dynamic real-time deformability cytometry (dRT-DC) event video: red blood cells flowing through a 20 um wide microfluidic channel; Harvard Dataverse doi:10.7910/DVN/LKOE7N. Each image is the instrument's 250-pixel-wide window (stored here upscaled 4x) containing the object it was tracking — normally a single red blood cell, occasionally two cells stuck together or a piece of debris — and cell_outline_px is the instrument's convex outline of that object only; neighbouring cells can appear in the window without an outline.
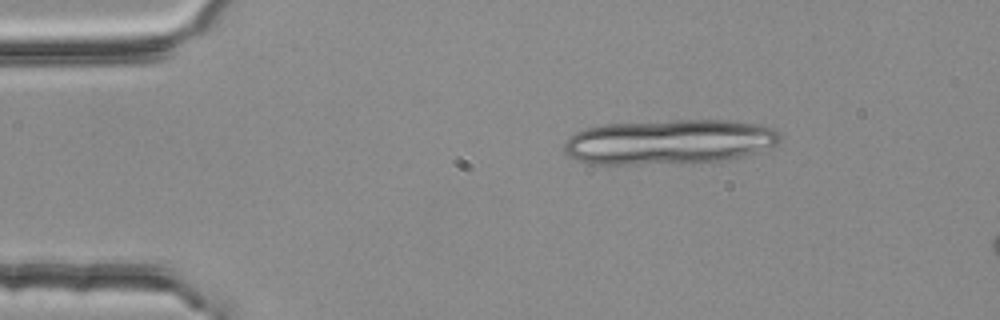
{"species": "common noctule bat (a hibernating species)", "species_latin": "Nyctalus noctula", "temperature_condition": "room temperature", "stored_images_in_passage": 2, "camera_frame_rate_fps": 3000, "um_per_image_px": 0.085, "animal": {"sex": "female", "body_mass_g": 25.1}, "frame": {"image": 1, "passage_image": 1, "time_ms": 0.0, "image_size_px": [1000, 320], "cell_outline_px": [[780, 140], [776, 144], [756, 152], [728, 160], [692, 164], [592, 164], [576, 160], [568, 156], [564, 152], [564, 144], [576, 132], [588, 128], [604, 124], [676, 120], [724, 120], [760, 124], [772, 128], [780, 132]], "centroid_in_image_um": [56.89, 12.08], "position_along_channel_um": 28.1, "area_um2": 56.93}}